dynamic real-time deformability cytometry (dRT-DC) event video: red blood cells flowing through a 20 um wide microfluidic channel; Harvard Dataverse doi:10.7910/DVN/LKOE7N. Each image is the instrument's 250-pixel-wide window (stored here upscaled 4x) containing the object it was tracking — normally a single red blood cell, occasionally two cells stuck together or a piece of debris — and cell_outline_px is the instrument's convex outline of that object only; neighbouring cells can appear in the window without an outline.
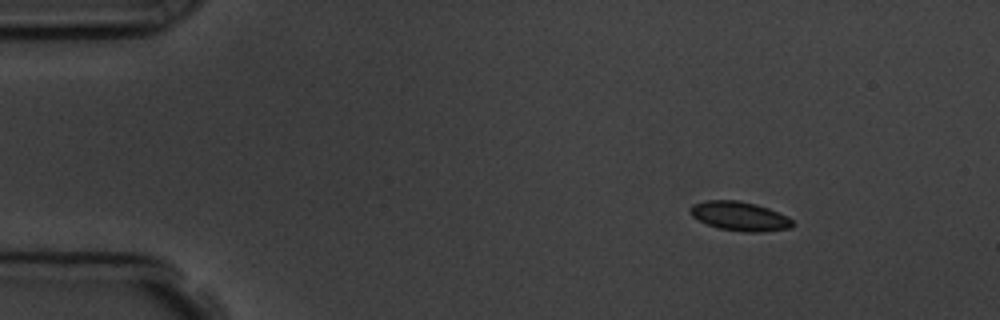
{"species": "common noctule bat (a hibernating species)", "species_latin": "Nyctalus noctula", "temperature_condition": "room temperature", "stored_images_in_passage": 6, "camera_frame_rate_fps": 3000, "um_per_image_px": 0.085, "animal": {"sex": "male", "body_mass_g": 19.5, "forearm_length_mm": 54.6}, "frame": {"image": 1, "passage_image": 2, "time_ms": 1.0, "image_size_px": [1000, 320], "cell_outline_px": [[792, 228], [764, 232], [744, 232], [720, 228], [708, 224], [692, 216], [688, 212], [688, 208], [692, 204], [708, 200], [736, 200], [756, 204], [768, 208], [788, 216], [792, 220]], "centroid_in_image_um": [62.87, 18.37], "position_along_channel_um": 22.1, "area_um2": 17.4}}
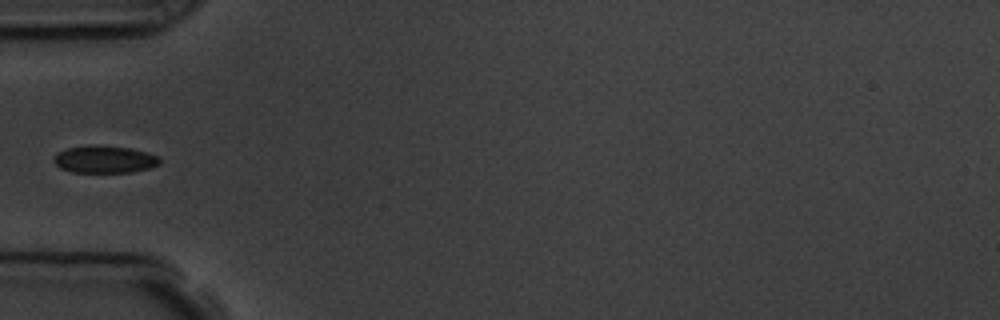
{"frame": {"image": 2, "passage_image": 5, "time_ms": 4.667, "image_size_px": [1000, 320], "cell_outline_px": [[160, 164], [148, 168], [132, 172], [72, 172], [60, 168], [52, 160], [56, 152], [68, 148], [88, 144], [92, 144], [132, 148], [148, 152], [160, 156]], "centroid_in_image_um": [8.88, 13.53], "position_along_channel_um": 76.1, "area_um2": 17.17}}